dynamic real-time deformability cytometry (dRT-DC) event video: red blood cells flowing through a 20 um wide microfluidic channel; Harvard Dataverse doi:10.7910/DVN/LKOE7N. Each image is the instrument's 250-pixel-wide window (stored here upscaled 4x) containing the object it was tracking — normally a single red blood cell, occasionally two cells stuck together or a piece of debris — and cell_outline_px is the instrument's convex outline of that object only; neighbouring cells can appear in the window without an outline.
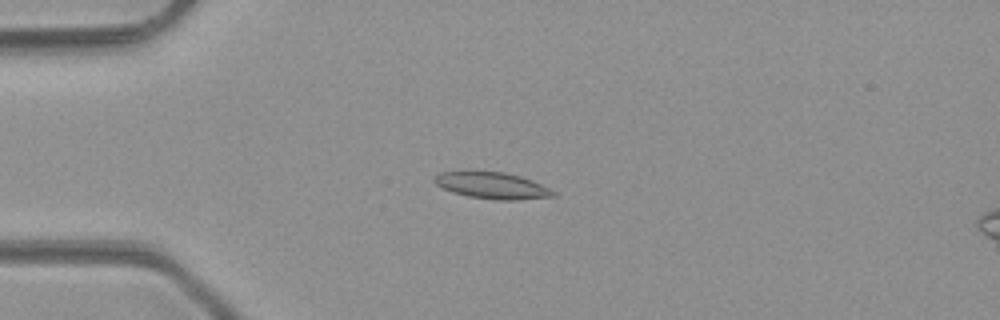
{"species": "common noctule bat (a hibernating species)", "species_latin": "Nyctalus noctula", "temperature_condition": "room temperature", "stored_images_in_passage": 6, "camera_frame_rate_fps": 3000, "um_per_image_px": 0.085, "animal": {"sex": "male", "body_mass_g": 23.1, "forearm_length_mm": 52.7}, "frame": {"image": 1, "passage_image": 4, "time_ms": 3.667, "image_size_px": [1000, 320], "cell_outline_px": [[556, 196], [516, 200], [500, 200], [468, 196], [452, 192], [436, 184], [432, 180], [440, 172], [464, 168], [468, 168], [504, 172], [520, 176], [532, 180], [556, 192]], "centroid_in_image_um": [41.76, 15.71], "position_along_channel_um": 43.2, "area_um2": 19.02}}
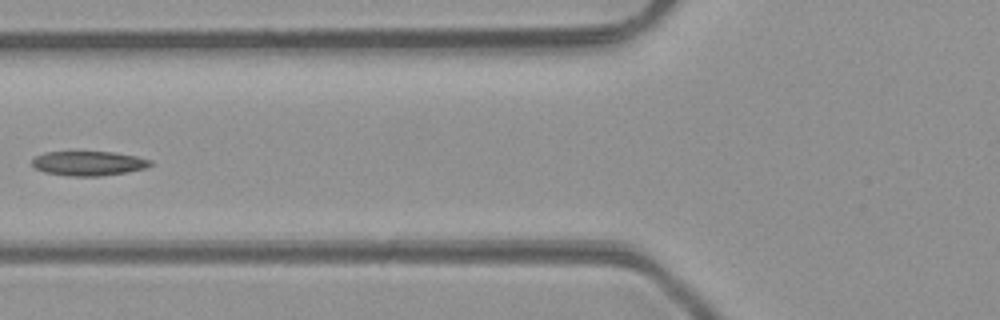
{"frame": {"image": 2, "passage_image": 6, "time_ms": 6.0, "image_size_px": [1000, 320], "cell_outline_px": [[152, 164], [144, 168], [124, 172], [100, 176], [68, 176], [44, 172], [36, 168], [32, 164], [32, 160], [36, 156], [44, 152], [116, 152], [136, 156], [152, 160]], "centroid_in_image_um": [7.51, 13.88], "position_along_channel_um": 118.3, "area_um2": 16.76}}